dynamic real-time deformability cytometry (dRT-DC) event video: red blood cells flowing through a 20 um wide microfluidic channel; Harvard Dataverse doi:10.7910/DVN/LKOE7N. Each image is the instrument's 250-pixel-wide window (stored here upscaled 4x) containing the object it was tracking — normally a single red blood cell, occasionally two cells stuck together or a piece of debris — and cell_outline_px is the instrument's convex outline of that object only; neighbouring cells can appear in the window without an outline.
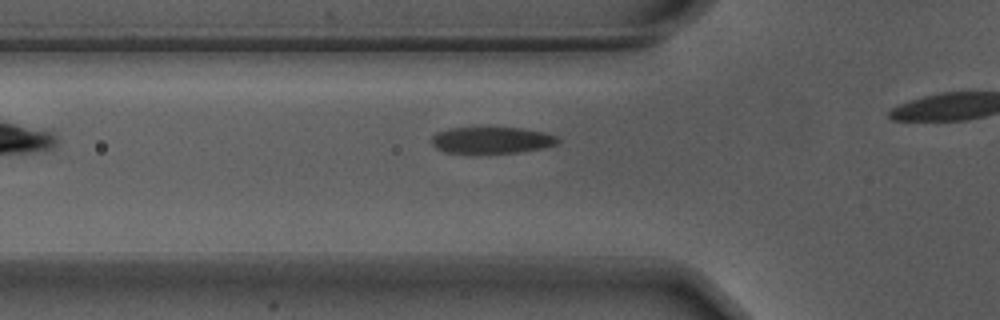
{"species": "Egyptian fruit bat (a non-hibernating species)", "species_latin": "Rousettus aegyptiacus", "temperature_condition": "warm", "stored_images_in_passage": 9, "camera_frame_rate_fps": 3000, "um_per_image_px": 0.085, "animal": {"sex": "male"}, "frame": {"image": 1, "passage_image": 7, "time_ms": 2.0, "image_size_px": [1000, 320], "cell_outline_px": [[560, 140], [556, 144], [540, 148], [516, 152], [444, 152], [436, 148], [428, 140], [436, 132], [448, 128], [520, 128], [544, 132], [556, 136]], "centroid_in_image_um": [41.73, 11.9], "position_along_channel_um": 84.1, "area_um2": 19.19}}